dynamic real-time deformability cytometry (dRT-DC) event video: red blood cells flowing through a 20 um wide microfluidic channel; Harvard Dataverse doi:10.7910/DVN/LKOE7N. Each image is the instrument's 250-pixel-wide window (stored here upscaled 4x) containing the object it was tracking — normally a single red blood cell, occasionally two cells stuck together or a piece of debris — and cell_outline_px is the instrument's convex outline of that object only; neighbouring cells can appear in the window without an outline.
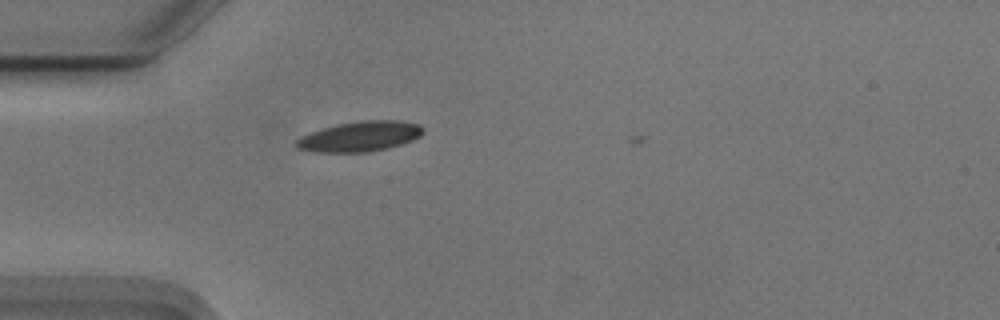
{"species": "Egyptian fruit bat (a non-hibernating species)", "species_latin": "Rousettus aegyptiacus", "temperature_condition": "cold", "stored_images_in_passage": 6, "camera_frame_rate_fps": 3000, "um_per_image_px": 0.085, "animal": {"sex": "male"}, "frame": {"image": 1, "passage_image": 2, "time_ms": 0.333, "image_size_px": [1000, 320], "cell_outline_px": [[424, 132], [420, 136], [412, 140], [388, 148], [368, 152], [316, 152], [296, 148], [296, 140], [300, 136], [336, 124], [360, 120], [400, 120], [416, 124], [424, 128]], "centroid_in_image_um": [30.59, 11.59], "position_along_channel_um": 54.4, "area_um2": 22.25}}